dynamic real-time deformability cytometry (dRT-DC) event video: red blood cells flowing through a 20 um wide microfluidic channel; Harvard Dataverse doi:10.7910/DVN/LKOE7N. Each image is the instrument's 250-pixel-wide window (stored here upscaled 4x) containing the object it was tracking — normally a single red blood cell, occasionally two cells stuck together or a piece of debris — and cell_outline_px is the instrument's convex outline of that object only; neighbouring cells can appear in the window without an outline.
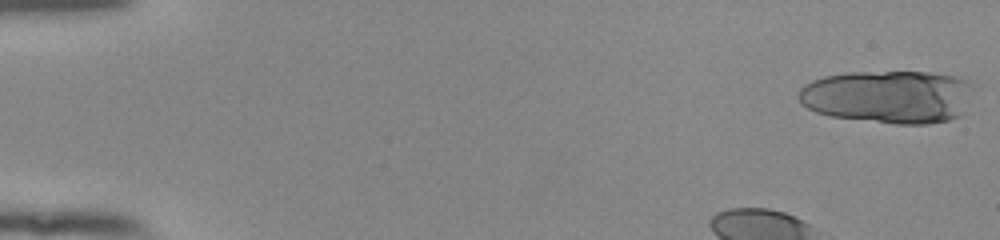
{"species": "human", "species_latin": "Homo sapiens", "temperature_condition": "room temperature", "stored_images_in_passage": 43, "camera_frame_rate_fps": 3000, "um_per_image_px": 0.085, "donor": {"sex": "female"}, "frame": {"image": 1, "passage_image": 1, "time_ms": 0.0, "image_size_px": [1000, 240], "cell_outline_px": [[972, 84], [964, 112], [960, 116], [948, 120], [928, 124], [896, 124], [828, 116], [816, 112], [800, 104], [796, 96], [800, 88], [804, 84], [812, 80], [824, 76], [848, 72], [928, 72], [956, 76]], "centroid_in_image_um": [75.45, 8.22], "position_along_channel_um": 9.6, "area_um2": 54.39}}
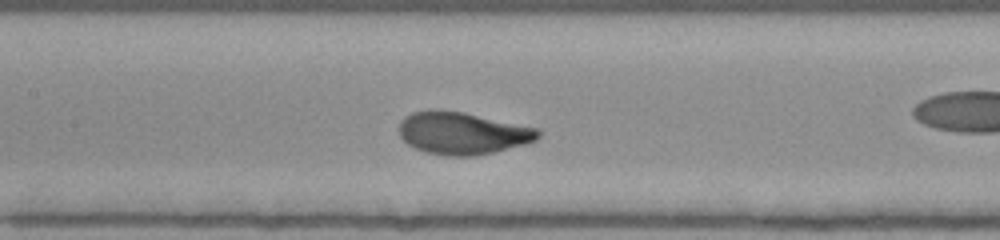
{"frame": {"image": 2, "passage_image": 22, "time_ms": 7.0, "image_size_px": [1000, 240], "cell_outline_px": [[540, 136], [536, 140], [524, 144], [476, 156], [444, 156], [424, 152], [408, 144], [400, 136], [400, 120], [404, 116], [412, 112], [432, 108], [440, 108], [464, 112], [536, 128], [540, 132]], "centroid_in_image_um": [39.25, 11.3], "position_along_channel_um": 168.1, "area_um2": 34.45}}
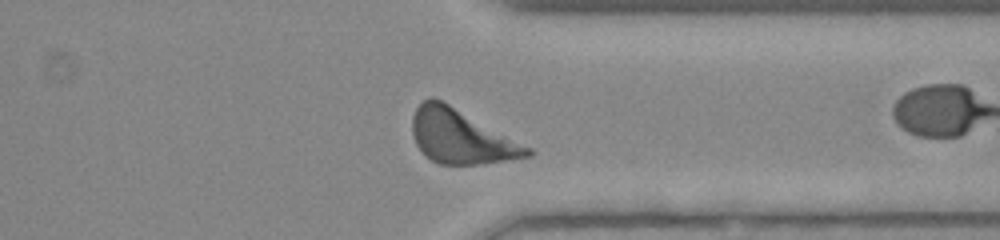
{"frame": {"image": 3, "passage_image": 38, "time_ms": 12.333, "image_size_px": [1000, 240], "cell_outline_px": [[532, 156], [476, 164], [440, 164], [424, 156], [416, 144], [412, 132], [412, 116], [416, 108], [424, 100], [432, 96], [448, 104], [532, 148]], "centroid_in_image_um": [39.15, 11.62], "position_along_channel_um": 372.2, "area_um2": 35.6}}